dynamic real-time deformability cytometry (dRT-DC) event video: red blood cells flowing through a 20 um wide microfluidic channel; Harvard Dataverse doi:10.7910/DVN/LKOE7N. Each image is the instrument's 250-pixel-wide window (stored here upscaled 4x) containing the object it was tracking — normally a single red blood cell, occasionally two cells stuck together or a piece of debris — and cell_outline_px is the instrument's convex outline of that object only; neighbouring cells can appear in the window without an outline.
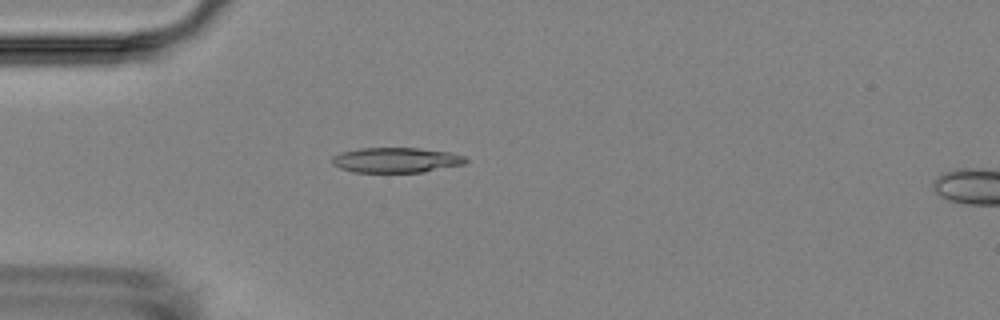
{"species": "Egyptian fruit bat (a non-hibernating species)", "species_latin": "Rousettus aegyptiacus", "temperature_condition": "room temperature", "stored_images_in_passage": 4, "camera_frame_rate_fps": 3000, "um_per_image_px": 0.085, "animal": {"sex": "female"}, "frame": {"image": 1, "passage_image": 4, "time_ms": 3.333, "image_size_px": [1000, 320], "cell_outline_px": [[468, 160], [464, 164], [424, 172], [352, 172], [340, 168], [332, 164], [332, 156], [340, 152], [360, 148], [420, 148], [452, 152], [464, 156]], "centroid_in_image_um": [33.67, 13.6], "position_along_channel_um": 51.3, "area_um2": 19.71}}